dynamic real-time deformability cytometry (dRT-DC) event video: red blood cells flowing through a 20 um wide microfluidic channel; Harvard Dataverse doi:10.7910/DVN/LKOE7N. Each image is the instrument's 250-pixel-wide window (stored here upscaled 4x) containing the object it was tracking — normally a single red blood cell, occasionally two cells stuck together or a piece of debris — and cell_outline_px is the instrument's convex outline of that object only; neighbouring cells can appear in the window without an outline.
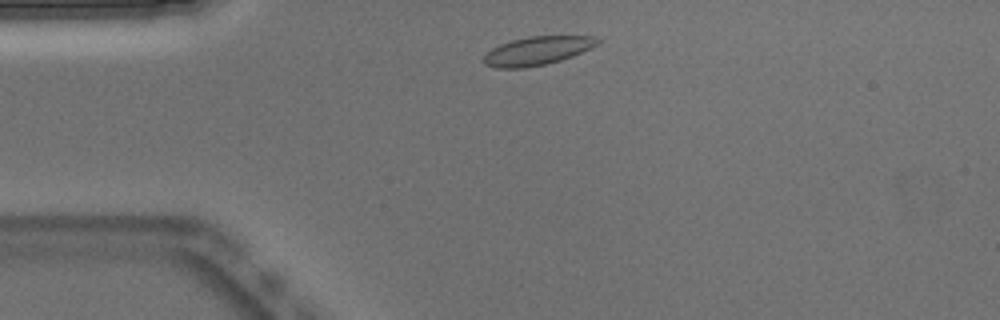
{"species": "Egyptian fruit bat (a non-hibernating species)", "species_latin": "Rousettus aegyptiacus", "temperature_condition": "warm", "stored_images_in_passage": 43, "camera_frame_rate_fps": 3000, "um_per_image_px": 0.085, "animal": {"sex": "male"}, "frame": {"image": 1, "passage_image": 3, "time_ms": 0.667, "image_size_px": [1000, 320], "cell_outline_px": [[600, 40], [596, 44], [572, 56], [560, 60], [544, 64], [524, 68], [496, 68], [484, 64], [484, 56], [492, 48], [500, 44], [512, 40], [528, 36], [592, 36]], "centroid_in_image_um": [45.61, 4.32], "position_along_channel_um": 39.4, "area_um2": 18.55}}
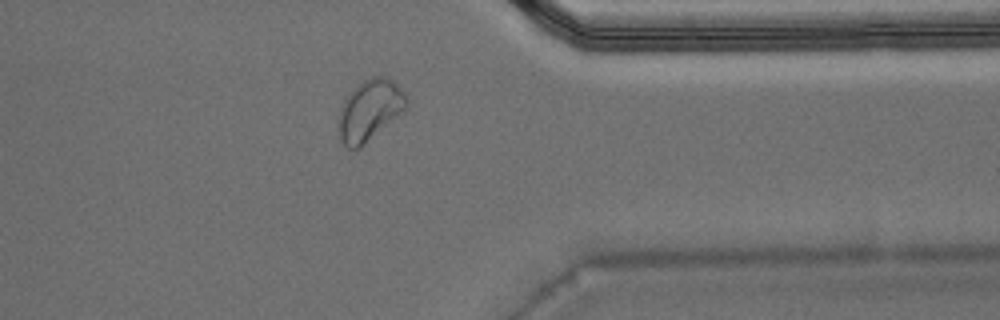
{"frame": {"image": 2, "passage_image": 32, "time_ms": 10.333, "image_size_px": [1000, 320], "cell_outline_px": [[408, 104], [396, 116], [360, 148], [348, 148], [344, 144], [340, 136], [340, 108], [344, 96], [348, 92], [364, 80], [372, 76], [388, 76], [404, 92], [408, 100]], "centroid_in_image_um": [31.41, 9.32], "position_along_channel_um": 380.0, "area_um2": 23.58}}
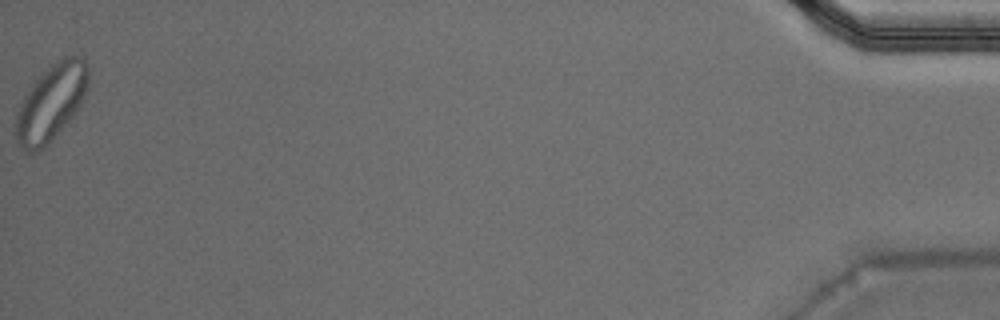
{"frame": {"image": 3, "passage_image": 43, "time_ms": 14.0, "image_size_px": [1000, 320], "cell_outline_px": [[88, 88], [80, 108], [52, 140], [44, 148], [36, 152], [28, 152], [16, 140], [16, 112], [24, 96], [32, 84], [52, 64], [68, 56], [80, 56], [84, 60], [88, 68]], "centroid_in_image_um": [4.37, 8.74], "position_along_channel_um": 430.8, "area_um2": 31.96}, "authors_computed_cell_mechanics": {"area_um2": 18.9006, "velocity_mm_per_s": 3.88, "shape_relaxation_time_tau1_ms": 8.3582, "shape_relaxation_time_tau2_ms": 2.3141, "deformation_change_tau1": 0.1479, "deformation_change_tau2": 0.0472}}